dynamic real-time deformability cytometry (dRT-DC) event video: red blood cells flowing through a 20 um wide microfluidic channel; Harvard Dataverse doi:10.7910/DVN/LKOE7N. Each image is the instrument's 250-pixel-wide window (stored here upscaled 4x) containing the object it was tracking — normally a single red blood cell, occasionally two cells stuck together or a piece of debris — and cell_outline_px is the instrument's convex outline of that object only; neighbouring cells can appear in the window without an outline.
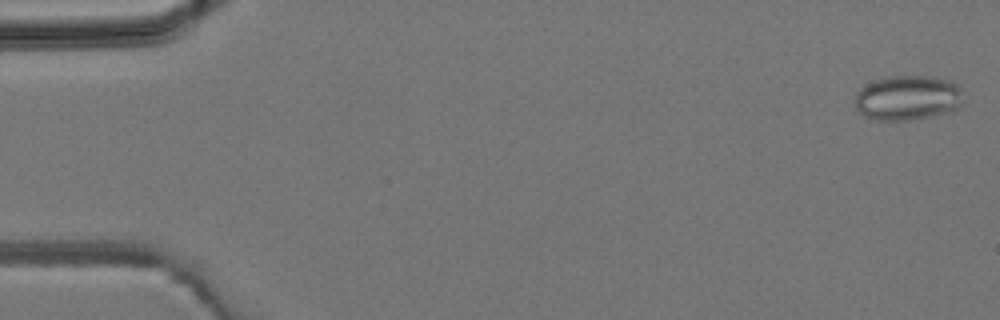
{"species": "common noctule bat (a hibernating species)", "species_latin": "Nyctalus noctula", "temperature_condition": "room temperature", "stored_images_in_passage": 4, "camera_frame_rate_fps": 3000, "um_per_image_px": 0.085, "animal": {"sex": "male", "body_mass_g": 19.2, "forearm_length_mm": 51.8}, "frame": {"image": 1, "passage_image": 1, "time_ms": 0.0, "image_size_px": [1000, 320], "cell_outline_px": [[960, 104], [952, 112], [908, 120], [876, 120], [864, 116], [856, 108], [856, 92], [860, 88], [876, 80], [888, 76], [932, 76], [948, 80], [956, 84], [960, 88]], "centroid_in_image_um": [77.13, 8.31], "position_along_channel_um": 7.9, "area_um2": 28.09}}